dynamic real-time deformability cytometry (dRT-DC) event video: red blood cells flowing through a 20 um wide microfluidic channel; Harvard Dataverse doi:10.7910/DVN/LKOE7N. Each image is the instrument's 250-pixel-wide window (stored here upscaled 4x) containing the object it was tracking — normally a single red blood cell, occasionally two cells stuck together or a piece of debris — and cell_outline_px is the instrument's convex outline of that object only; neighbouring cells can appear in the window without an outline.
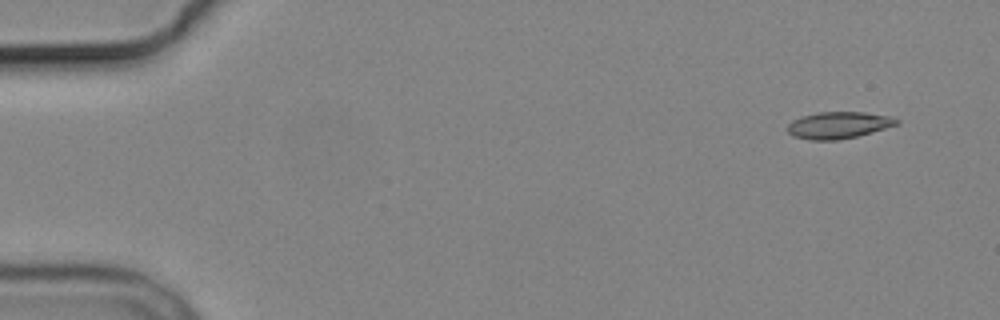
{"species": "common noctule bat (a hibernating species)", "species_latin": "Nyctalus noctula", "temperature_condition": "cold", "stored_images_in_passage": 8, "camera_frame_rate_fps": 3000, "um_per_image_px": 0.085, "animal": {"sex": "male", "body_mass_g": 19.2, "forearm_length_mm": 51.8}, "frame": {"image": 1, "passage_image": 1, "time_ms": 0.0, "image_size_px": [1000, 320], "cell_outline_px": [[900, 124], [872, 132], [856, 136], [836, 140], [808, 140], [792, 136], [788, 132], [788, 124], [792, 120], [800, 116], [820, 112], [864, 112], [888, 116], [900, 120]], "centroid_in_image_um": [71.26, 10.64], "position_along_channel_um": 13.7, "area_um2": 17.05}}
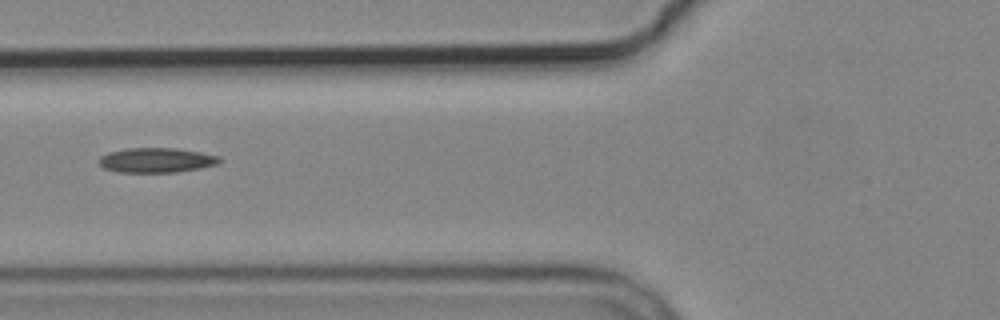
{"frame": {"image": 2, "passage_image": 6, "time_ms": 6.0, "image_size_px": [1000, 320], "cell_outline_px": [[224, 160], [220, 164], [200, 168], [176, 172], [116, 172], [104, 168], [96, 160], [100, 156], [108, 152], [128, 148], [176, 148], [200, 152], [220, 156]], "centroid_in_image_um": [13.32, 13.61], "position_along_channel_um": 112.5, "area_um2": 17.63}}
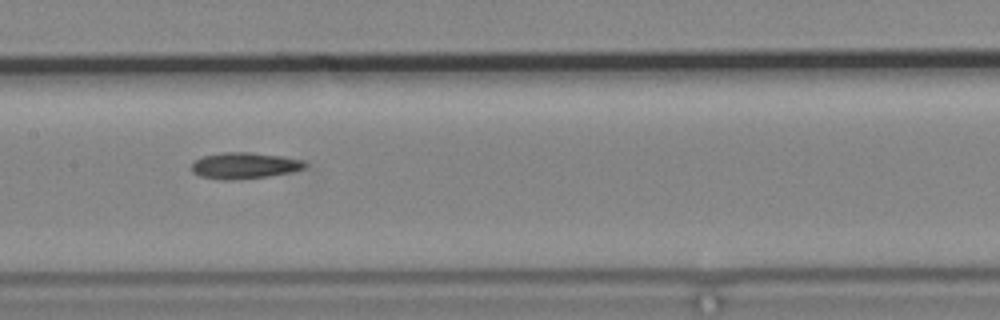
{"frame": {"image": 3, "passage_image": 8, "time_ms": 8.0, "image_size_px": [1000, 320], "cell_outline_px": [[308, 164], [304, 168], [292, 172], [268, 176], [232, 180], [220, 180], [200, 176], [192, 172], [192, 164], [196, 160], [204, 156], [224, 152], [252, 152], [280, 156], [304, 160]], "centroid_in_image_um": [20.79, 14.08], "position_along_channel_um": 186.6, "area_um2": 17.34}}